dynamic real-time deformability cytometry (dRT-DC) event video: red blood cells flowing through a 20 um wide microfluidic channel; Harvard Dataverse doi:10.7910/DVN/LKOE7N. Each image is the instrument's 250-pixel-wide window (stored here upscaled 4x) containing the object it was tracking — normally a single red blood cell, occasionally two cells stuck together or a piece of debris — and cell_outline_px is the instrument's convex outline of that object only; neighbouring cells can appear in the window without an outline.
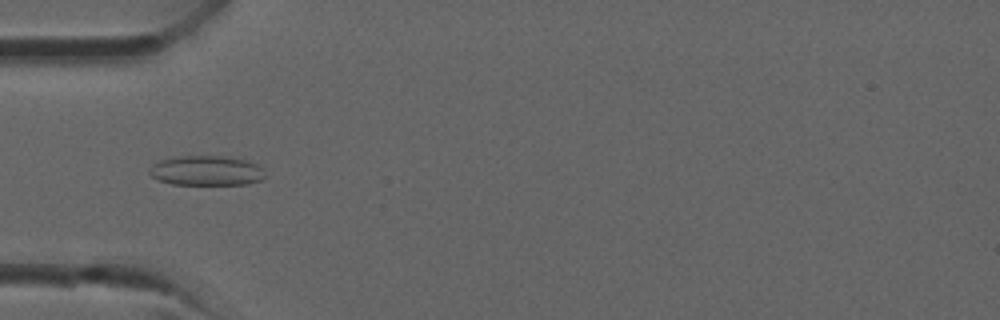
{"species": "common noctule bat (a hibernating species)", "species_latin": "Nyctalus noctula", "temperature_condition": "room temperature", "stored_images_in_passage": 27, "camera_frame_rate_fps": 3000, "um_per_image_px": 0.085, "animal": {"sex": "male", "forearm_length_mm": 52.5}, "frame": {"image": 1, "passage_image": 2, "time_ms": 0.333, "image_size_px": [1000, 320], "cell_outline_px": [[264, 176], [260, 180], [248, 184], [172, 184], [160, 180], [152, 176], [148, 172], [152, 164], [160, 160], [180, 156], [224, 156], [248, 160], [256, 164], [260, 168]], "centroid_in_image_um": [17.52, 14.5], "position_along_channel_um": 67.5, "area_um2": 19.88}}
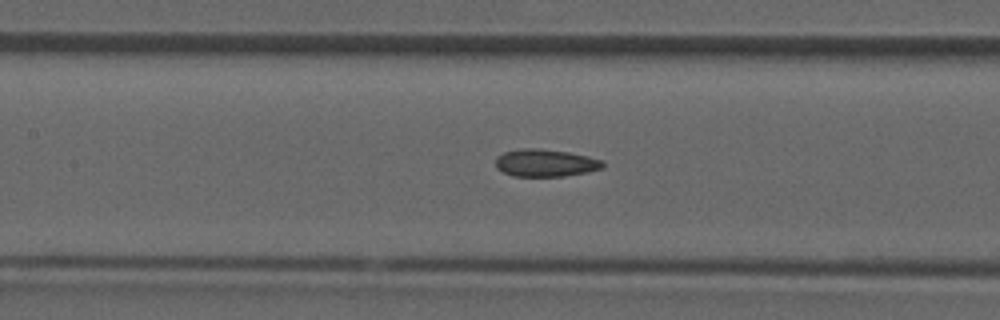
{"frame": {"image": 2, "passage_image": 7, "time_ms": 2.0, "image_size_px": [1000, 320], "cell_outline_px": [[604, 168], [564, 176], [512, 176], [496, 168], [496, 156], [504, 152], [524, 148], [536, 148], [568, 152], [588, 156], [600, 160], [604, 164]], "centroid_in_image_um": [46.33, 13.84], "position_along_channel_um": 161.1, "area_um2": 16.99}}
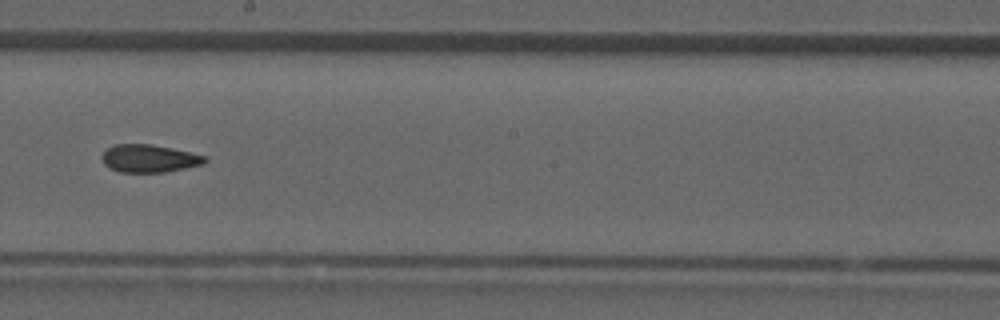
{"frame": {"image": 3, "passage_image": 11, "time_ms": 3.333, "image_size_px": [1000, 320], "cell_outline_px": [[208, 160], [204, 164], [164, 172], [120, 172], [108, 168], [104, 164], [100, 156], [108, 148], [116, 144], [152, 144], [172, 148], [204, 156]], "centroid_in_image_um": [12.64, 13.47], "position_along_channel_um": 235.6, "area_um2": 16.59}}